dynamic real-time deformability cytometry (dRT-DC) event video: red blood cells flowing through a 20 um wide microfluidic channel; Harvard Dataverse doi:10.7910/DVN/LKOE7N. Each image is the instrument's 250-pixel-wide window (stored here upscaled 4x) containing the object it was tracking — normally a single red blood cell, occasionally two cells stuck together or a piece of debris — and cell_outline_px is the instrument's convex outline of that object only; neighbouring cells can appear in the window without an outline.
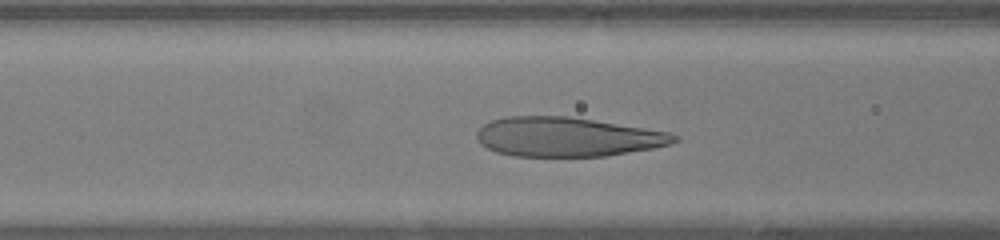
{"species": "human", "species_latin": "Homo sapiens", "temperature_condition": "warm", "stored_images_in_passage": 34, "camera_frame_rate_fps": 3000, "um_per_image_px": 0.085, "donor": {"sex": "female"}, "frame": {"image": 1, "passage_image": 14, "time_ms": 4.333, "image_size_px": [1000, 240], "cell_outline_px": [[680, 140], [672, 144], [652, 148], [608, 156], [512, 156], [496, 152], [480, 144], [476, 140], [476, 132], [484, 124], [492, 120], [504, 116], [568, 116], [672, 132], [680, 136]], "centroid_in_image_um": [48.24, 11.63], "position_along_channel_um": 118.4, "area_um2": 45.6}}
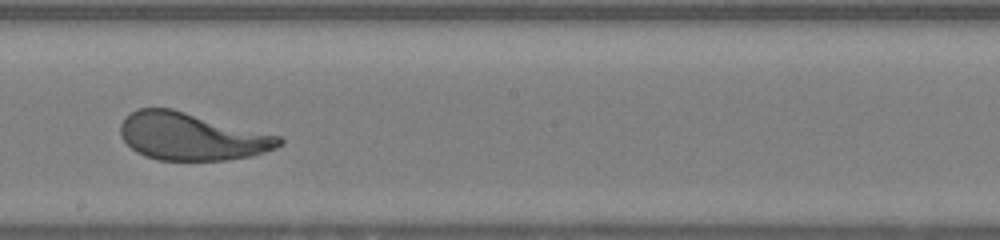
{"frame": {"image": 2, "passage_image": 22, "time_ms": 7.0, "image_size_px": [1000, 240], "cell_outline_px": [[284, 144], [264, 152], [252, 156], [224, 160], [156, 160], [144, 156], [136, 152], [120, 136], [120, 124], [124, 116], [136, 108], [172, 108], [280, 136], [284, 140]], "centroid_in_image_um": [16.25, 11.59], "position_along_channel_um": 231.9, "area_um2": 44.1}}
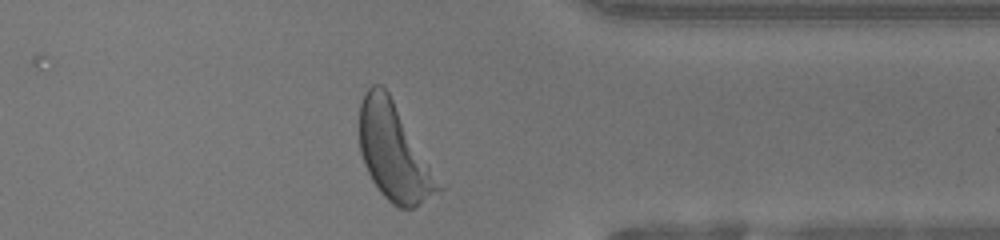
{"frame": {"image": 3, "passage_image": 33, "time_ms": 10.667, "image_size_px": [1000, 240], "cell_outline_px": [[444, 188], [412, 208], [400, 208], [392, 204], [380, 192], [372, 180], [364, 164], [360, 152], [360, 104], [364, 92], [372, 84], [380, 84], [388, 92]], "centroid_in_image_um": [33.46, 12.94], "position_along_channel_um": 377.9, "area_um2": 43.64}}